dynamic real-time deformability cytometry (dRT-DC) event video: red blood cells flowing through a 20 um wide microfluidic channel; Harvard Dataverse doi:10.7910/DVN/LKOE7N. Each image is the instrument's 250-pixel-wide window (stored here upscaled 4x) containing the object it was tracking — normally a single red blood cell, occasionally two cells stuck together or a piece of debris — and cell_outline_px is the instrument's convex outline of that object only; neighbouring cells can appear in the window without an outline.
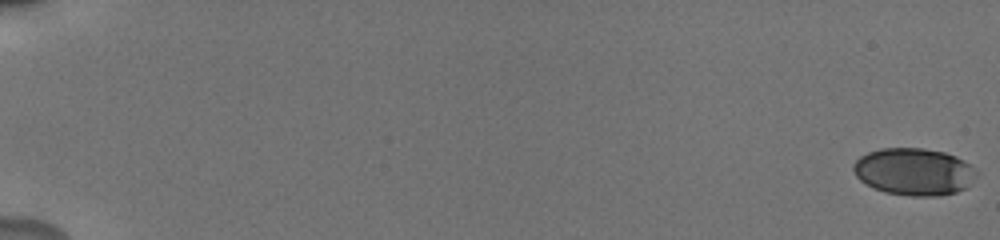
{"species": "human", "species_latin": "Homo sapiens", "temperature_condition": "cold", "stored_images_in_passage": 57, "camera_frame_rate_fps": 3000, "um_per_image_px": 0.085, "donor": {"sex": "male"}, "frame": {"image": 1, "passage_image": 1, "time_ms": 0.0, "image_size_px": [1000, 240], "cell_outline_px": [[976, 176], [964, 188], [956, 192], [940, 196], [912, 196], [884, 192], [872, 188], [860, 180], [856, 176], [852, 168], [852, 164], [860, 156], [868, 152], [880, 148], [924, 148], [944, 152], [956, 156], [964, 160], [976, 172]], "centroid_in_image_um": [77.64, 14.59], "position_along_channel_um": 7.4, "area_um2": 33.87}}
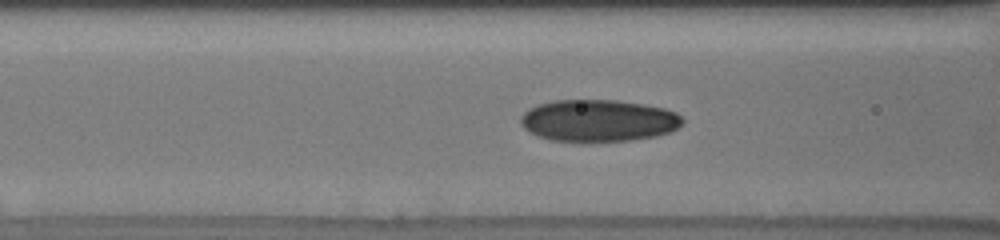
{"frame": {"image": 2, "passage_image": 26, "time_ms": 8.333, "image_size_px": [1000, 240], "cell_outline_px": [[684, 120], [676, 128], [668, 132], [656, 136], [632, 140], [548, 140], [524, 128], [520, 124], [520, 116], [528, 108], [552, 100], [616, 100], [664, 108], [676, 112]], "centroid_in_image_um": [50.84, 10.23], "position_along_channel_um": 115.8, "area_um2": 39.02}}
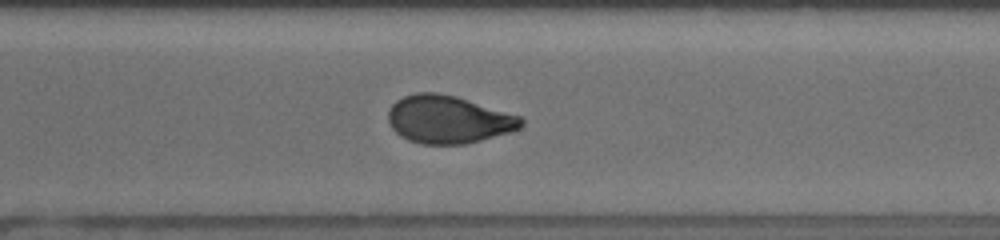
{"frame": {"image": 3, "passage_image": 43, "time_ms": 14.0, "image_size_px": [1000, 240], "cell_outline_px": [[524, 124], [520, 128], [512, 132], [464, 144], [420, 144], [408, 140], [400, 136], [388, 124], [388, 112], [392, 104], [396, 100], [404, 96], [416, 92], [440, 92], [456, 96], [520, 116], [524, 120]], "centroid_in_image_um": [38.09, 10.15], "position_along_channel_um": 332.5, "area_um2": 37.22}, "authors_computed_cell_mechanics": {"area_um2": 36.4718, "velocity_mm_per_s": 3.8353, "shape_relaxation_time_tau1_ms": 4.9097, "shape_relaxation_time_tau2_ms": 1.8122, "deformation_change_tau1": 0.1425, "deformation_change_tau2": 0.0641}}